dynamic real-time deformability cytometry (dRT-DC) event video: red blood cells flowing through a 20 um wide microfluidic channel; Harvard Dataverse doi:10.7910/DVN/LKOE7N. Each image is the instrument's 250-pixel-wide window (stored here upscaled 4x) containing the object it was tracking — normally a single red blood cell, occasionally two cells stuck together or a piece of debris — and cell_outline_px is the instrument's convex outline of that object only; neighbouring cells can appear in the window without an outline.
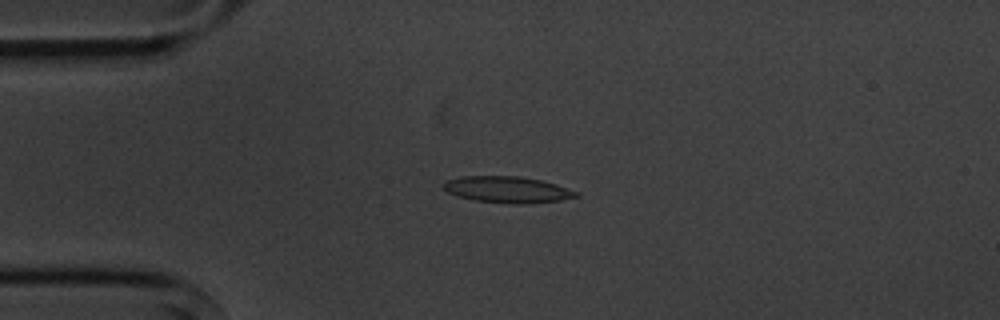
{"species": "common noctule bat (a hibernating species)", "species_latin": "Nyctalus noctula", "temperature_condition": "cold", "stored_images_in_passage": 4, "camera_frame_rate_fps": 3000, "um_per_image_px": 0.085, "animal": {"sex": "male", "body_mass_g": 20.1, "forearm_length_mm": 53.5}, "frame": {"image": 1, "passage_image": 3, "time_ms": 3.333, "image_size_px": [1000, 320], "cell_outline_px": [[580, 196], [560, 200], [528, 204], [512, 204], [472, 200], [456, 196], [448, 192], [440, 184], [444, 180], [460, 176], [516, 176], [540, 180], [556, 184], [580, 192]], "centroid_in_image_um": [43.1, 16.12], "position_along_channel_um": 41.9, "area_um2": 20.69}}